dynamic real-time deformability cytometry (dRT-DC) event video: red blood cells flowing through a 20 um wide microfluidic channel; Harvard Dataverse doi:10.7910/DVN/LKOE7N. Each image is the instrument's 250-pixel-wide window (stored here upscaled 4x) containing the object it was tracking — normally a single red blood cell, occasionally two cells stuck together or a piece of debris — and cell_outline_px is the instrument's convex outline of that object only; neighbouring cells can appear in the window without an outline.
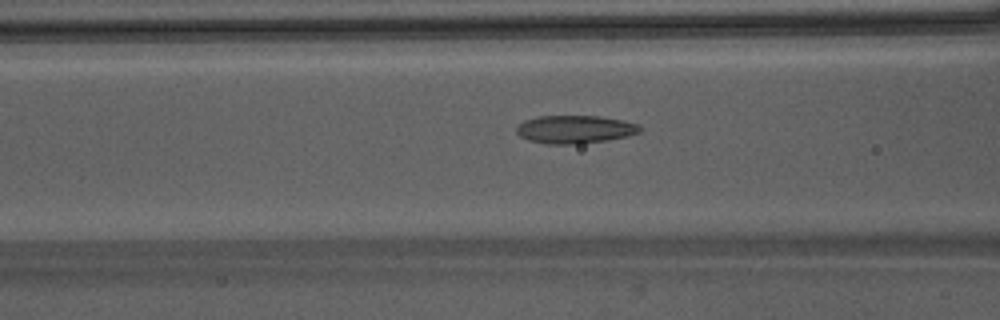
{"species": "Egyptian fruit bat (a non-hibernating species)", "species_latin": "Rousettus aegyptiacus", "temperature_condition": "warm", "stored_images_in_passage": 8, "camera_frame_rate_fps": 3000, "um_per_image_px": 0.085, "animal": {"sex": "male"}, "frame": {"image": 1, "passage_image": 6, "time_ms": 1.667, "image_size_px": [1000, 320], "cell_outline_px": [[640, 132], [628, 136], [608, 140], [580, 144], [548, 144], [528, 140], [520, 136], [516, 132], [516, 128], [524, 120], [540, 116], [600, 116], [624, 120], [640, 124]], "centroid_in_image_um": [48.89, 11.0], "position_along_channel_um": 117.7, "area_um2": 20.29}}